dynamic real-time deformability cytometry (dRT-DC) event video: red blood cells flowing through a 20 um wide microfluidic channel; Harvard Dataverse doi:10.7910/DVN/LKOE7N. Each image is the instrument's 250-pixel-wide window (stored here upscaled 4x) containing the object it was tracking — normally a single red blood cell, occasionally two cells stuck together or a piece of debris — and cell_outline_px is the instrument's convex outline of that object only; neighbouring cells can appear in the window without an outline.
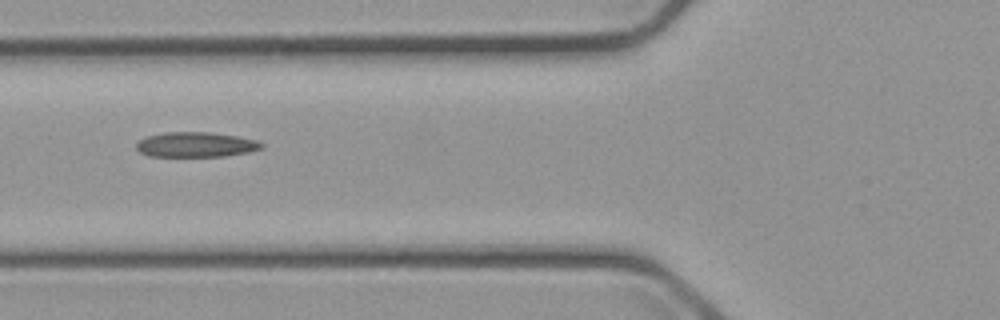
{"species": "common noctule bat (a hibernating species)", "species_latin": "Nyctalus noctula", "temperature_condition": "cold", "stored_images_in_passage": 7, "camera_frame_rate_fps": 3000, "um_per_image_px": 0.085, "animal": {"sex": "male", "body_mass_g": 23.1, "forearm_length_mm": 52.7}, "frame": {"image": 1, "passage_image": 5, "time_ms": 6.333, "image_size_px": [1000, 320], "cell_outline_px": [[264, 144], [260, 148], [248, 152], [224, 156], [148, 156], [140, 152], [136, 148], [136, 144], [140, 140], [148, 136], [164, 132], [208, 132], [236, 136], [256, 140]], "centroid_in_image_um": [16.62, 12.29], "position_along_channel_um": 109.2, "area_um2": 18.03}}
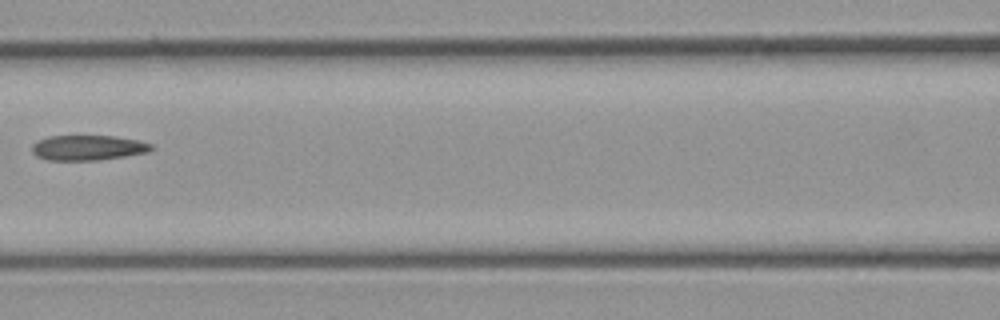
{"frame": {"image": 2, "passage_image": 6, "time_ms": 7.667, "image_size_px": [1000, 320], "cell_outline_px": [[152, 148], [148, 152], [124, 156], [96, 160], [48, 160], [36, 156], [32, 152], [32, 144], [36, 140], [48, 136], [112, 136], [136, 140], [152, 144]], "centroid_in_image_um": [7.41, 12.55], "position_along_channel_um": 159.2, "area_um2": 17.34}}
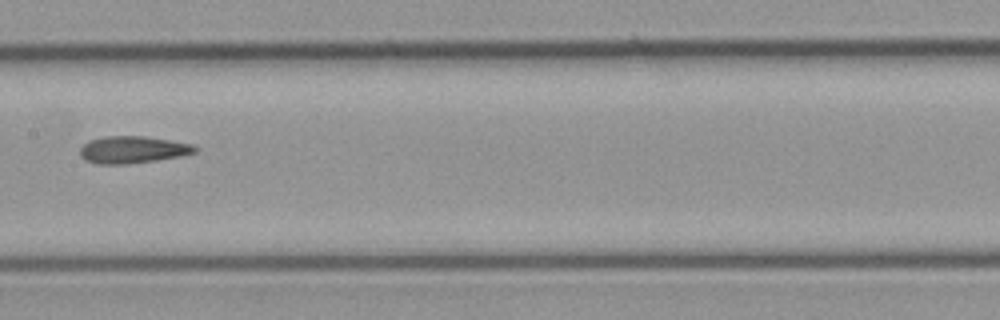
{"frame": {"image": 3, "passage_image": 7, "time_ms": 8.667, "image_size_px": [1000, 320], "cell_outline_px": [[200, 148], [196, 152], [180, 156], [156, 160], [128, 164], [96, 164], [84, 160], [80, 156], [80, 148], [88, 140], [104, 136], [144, 136], [192, 144]], "centroid_in_image_um": [11.25, 12.72], "position_along_channel_um": 196.1, "area_um2": 18.26}}